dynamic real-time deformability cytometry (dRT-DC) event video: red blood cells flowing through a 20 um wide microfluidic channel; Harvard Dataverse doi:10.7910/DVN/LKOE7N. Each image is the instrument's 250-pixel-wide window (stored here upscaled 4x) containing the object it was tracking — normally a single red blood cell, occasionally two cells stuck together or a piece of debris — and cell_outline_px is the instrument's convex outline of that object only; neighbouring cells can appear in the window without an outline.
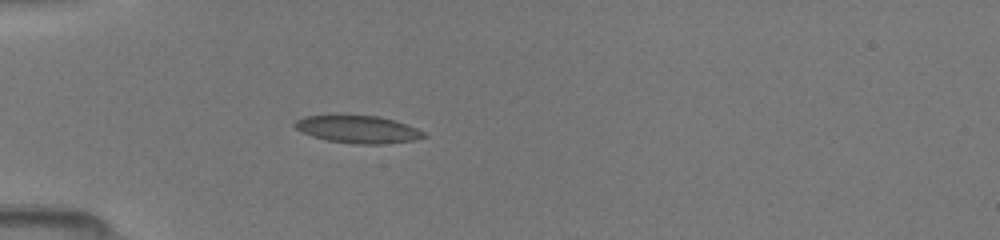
{"species": "common noctule bat (a hibernating species)", "species_latin": "Nyctalus noctula", "temperature_condition": "room temperature", "stored_images_in_passage": 35, "camera_frame_rate_fps": 3000, "um_per_image_px": 0.085, "animal": {"sex": "female", "body_mass_g": 19.5, "forearm_length_mm": 54.1}, "frame": {"image": 1, "passage_image": 1, "time_ms": 0.0, "image_size_px": [1000, 240], "cell_outline_px": [[428, 136], [412, 140], [384, 144], [352, 144], [328, 140], [312, 136], [296, 128], [292, 124], [296, 120], [304, 116], [332, 112], [340, 112], [380, 116], [416, 128], [424, 132]], "centroid_in_image_um": [30.33, 10.93], "position_along_channel_um": 54.7, "area_um2": 21.5}}
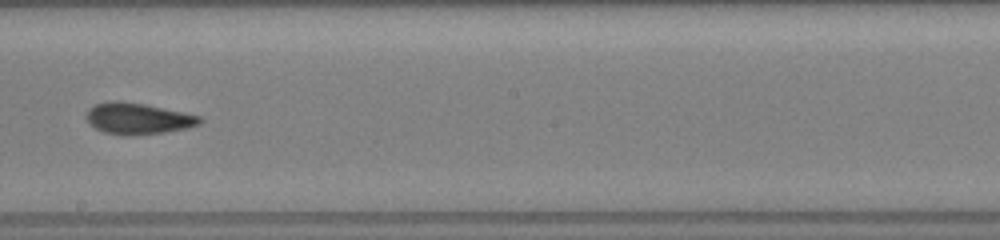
{"frame": {"image": 2, "passage_image": 15, "time_ms": 4.667, "image_size_px": [1000, 240], "cell_outline_px": [[200, 124], [184, 128], [164, 132], [128, 136], [104, 132], [88, 124], [84, 116], [88, 108], [96, 104], [108, 100], [120, 100], [144, 104], [200, 116]], "centroid_in_image_um": [11.62, 10.07], "position_along_channel_um": 236.6, "area_um2": 20.63}}
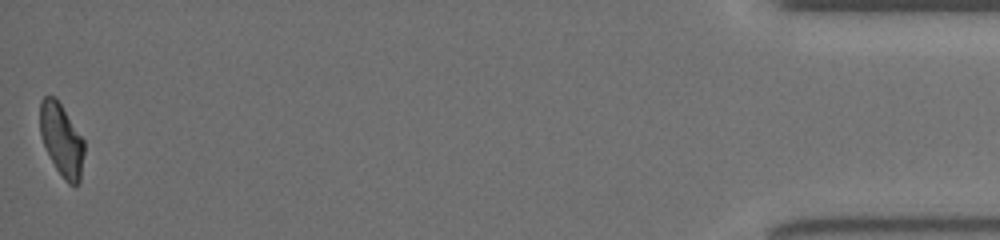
{"frame": {"image": 3, "passage_image": 35, "time_ms": 11.333, "image_size_px": [1000, 240], "cell_outline_px": [[84, 152], [80, 180], [76, 184], [68, 184], [64, 180], [56, 168], [44, 144], [40, 132], [40, 100], [44, 96], [56, 96], [84, 140]], "centroid_in_image_um": [5.24, 11.85], "position_along_channel_um": 430.0, "area_um2": 18.5}}